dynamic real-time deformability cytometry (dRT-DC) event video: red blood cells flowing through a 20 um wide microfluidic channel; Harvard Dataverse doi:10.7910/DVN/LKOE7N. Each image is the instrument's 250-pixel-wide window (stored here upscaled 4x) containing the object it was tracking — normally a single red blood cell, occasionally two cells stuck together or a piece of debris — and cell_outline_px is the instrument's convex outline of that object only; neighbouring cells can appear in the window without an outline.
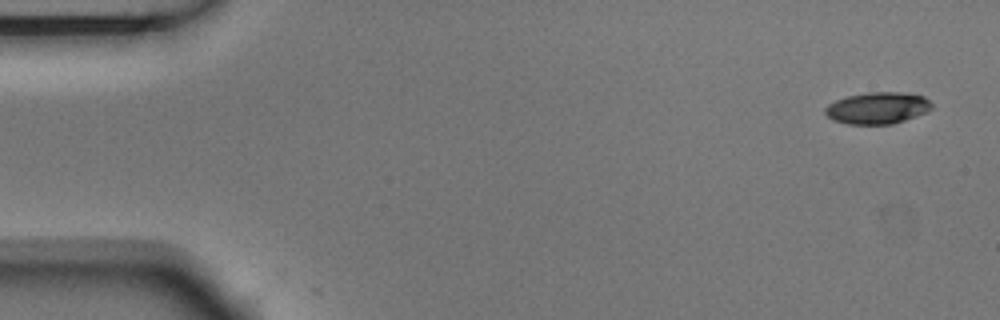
{"species": "Egyptian fruit bat (a non-hibernating species)", "species_latin": "Rousettus aegyptiacus", "temperature_condition": "room temperature", "stored_images_in_passage": 5, "camera_frame_rate_fps": 3000, "um_per_image_px": 0.085, "animal": {"sex": "male"}, "frame": {"image": 1, "passage_image": 1, "time_ms": 0.0, "image_size_px": [1000, 320], "cell_outline_px": [[932, 108], [928, 112], [892, 124], [848, 124], [832, 120], [824, 112], [824, 108], [828, 104], [836, 100], [848, 96], [868, 92], [900, 92], [924, 96], [932, 104]], "centroid_in_image_um": [74.58, 9.18], "position_along_channel_um": 10.4, "area_um2": 19.71}}
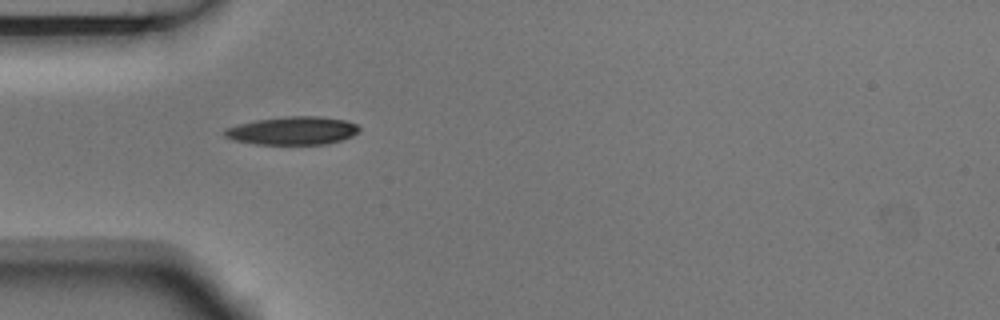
{"frame": {"image": 2, "passage_image": 4, "time_ms": 1.0, "image_size_px": [1000, 320], "cell_outline_px": [[360, 132], [352, 136], [340, 140], [324, 144], [256, 144], [232, 140], [224, 136], [224, 128], [256, 120], [288, 116], [320, 116], [344, 120], [356, 124], [360, 128]], "centroid_in_image_um": [24.87, 11.11], "position_along_channel_um": 60.1, "area_um2": 22.02}}
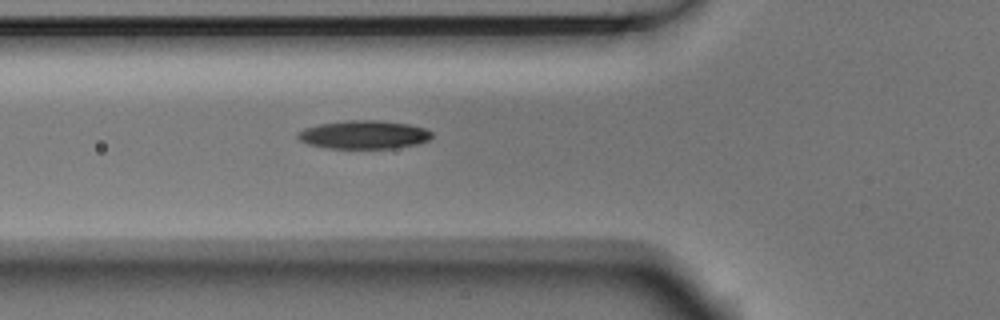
{"frame": {"image": 3, "passage_image": 5, "time_ms": 1.333, "image_size_px": [1000, 320], "cell_outline_px": [[432, 136], [428, 140], [416, 144], [396, 148], [324, 148], [308, 144], [300, 140], [296, 136], [304, 128], [320, 124], [348, 120], [380, 120], [408, 124], [424, 128], [432, 132]], "centroid_in_image_um": [30.93, 11.45], "position_along_channel_um": 94.9, "area_um2": 22.08}}